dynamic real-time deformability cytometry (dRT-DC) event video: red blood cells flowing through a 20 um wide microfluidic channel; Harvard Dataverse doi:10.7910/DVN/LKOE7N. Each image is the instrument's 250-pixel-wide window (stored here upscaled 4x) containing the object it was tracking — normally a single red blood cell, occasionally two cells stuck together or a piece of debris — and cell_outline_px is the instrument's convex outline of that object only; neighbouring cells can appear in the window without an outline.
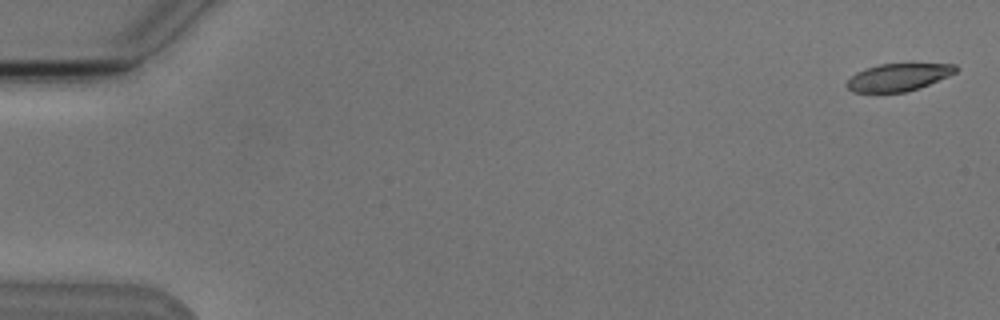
{"species": "Egyptian fruit bat (a non-hibernating species)", "species_latin": "Rousettus aegyptiacus", "temperature_condition": "cold", "stored_images_in_passage": 8, "camera_frame_rate_fps": 3000, "um_per_image_px": 0.085, "animal": {"sex": "male"}, "frame": {"image": 1, "passage_image": 1, "time_ms": 0.0, "image_size_px": [1000, 320], "cell_outline_px": [[960, 68], [956, 72], [948, 76], [920, 88], [904, 92], [852, 92], [844, 84], [856, 72], [864, 68], [880, 64], [956, 64]], "centroid_in_image_um": [76.35, 6.56], "position_along_channel_um": 8.6, "area_um2": 17.46}}
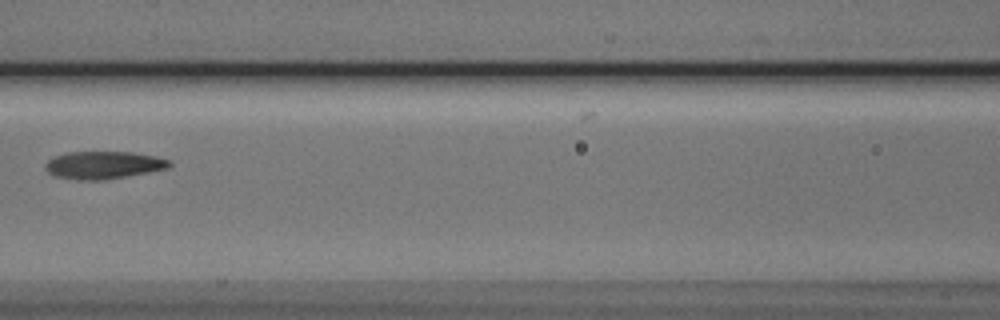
{"frame": {"image": 2, "passage_image": 7, "time_ms": 8.0, "image_size_px": [1000, 320], "cell_outline_px": [[172, 164], [168, 168], [124, 176], [100, 180], [76, 180], [56, 176], [48, 172], [44, 164], [48, 160], [56, 156], [68, 152], [132, 152], [156, 156], [172, 160]], "centroid_in_image_um": [8.81, 14.02], "position_along_channel_um": 157.8, "area_um2": 19.77}}